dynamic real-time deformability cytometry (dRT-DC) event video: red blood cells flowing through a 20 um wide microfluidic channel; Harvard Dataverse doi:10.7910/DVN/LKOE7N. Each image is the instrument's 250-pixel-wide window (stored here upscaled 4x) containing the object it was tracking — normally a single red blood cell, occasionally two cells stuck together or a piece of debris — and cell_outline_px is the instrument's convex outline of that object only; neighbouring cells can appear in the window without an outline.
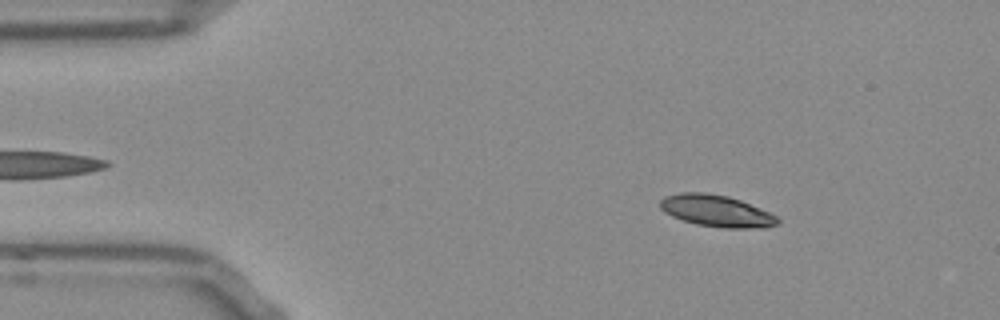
{"species": "Egyptian fruit bat (a non-hibernating species)", "species_latin": "Rousettus aegyptiacus", "temperature_condition": "room temperature", "stored_images_in_passage": 52, "camera_frame_rate_fps": 3000, "um_per_image_px": 0.085, "frame": {"image": 1, "passage_image": 7, "time_ms": 2.0, "image_size_px": [1000, 320], "cell_outline_px": [[780, 224], [764, 228], [724, 228], [696, 224], [672, 216], [664, 212], [660, 208], [660, 200], [664, 196], [680, 192], [704, 192], [728, 196], [740, 200], [768, 212], [776, 216], [780, 220]], "centroid_in_image_um": [60.89, 17.93], "position_along_channel_um": 24.1, "area_um2": 21.73}}
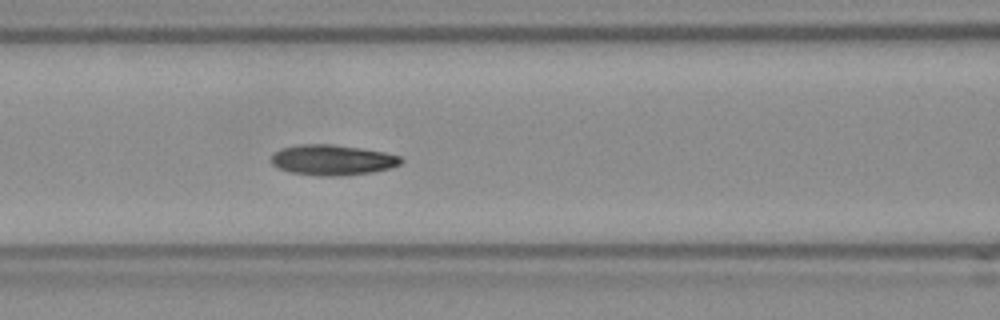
{"frame": {"image": 2, "passage_image": 21, "time_ms": 6.667, "image_size_px": [1000, 320], "cell_outline_px": [[404, 160], [400, 164], [388, 168], [372, 172], [340, 176], [316, 176], [288, 172], [276, 168], [272, 164], [272, 152], [280, 148], [300, 144], [332, 144], [360, 148], [384, 152], [400, 156]], "centroid_in_image_um": [28.2, 13.6], "position_along_channel_um": 138.4, "area_um2": 23.24}}
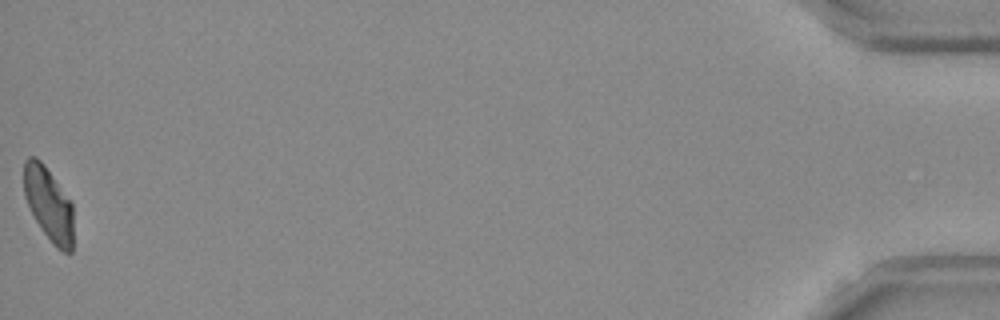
{"frame": {"image": 3, "passage_image": 52, "time_ms": 17.0, "image_size_px": [1000, 320], "cell_outline_px": [[72, 252], [64, 252], [56, 248], [52, 244], [36, 220], [24, 196], [24, 160], [28, 156], [36, 156], [44, 164], [72, 204]], "centroid_in_image_um": [4.12, 17.33], "position_along_channel_um": 431.1, "area_um2": 20.92}, "authors_computed_cell_mechanics": {"area_um2": 22.3108, "velocity_mm_per_s": 3.8415, "shape_relaxation_time_tau1_ms": 6.6455, "shape_relaxation_time_tau2_ms": 2.7369, "deformation_change_tau1": 0.1785, "deformation_change_tau2": 0.0799}}